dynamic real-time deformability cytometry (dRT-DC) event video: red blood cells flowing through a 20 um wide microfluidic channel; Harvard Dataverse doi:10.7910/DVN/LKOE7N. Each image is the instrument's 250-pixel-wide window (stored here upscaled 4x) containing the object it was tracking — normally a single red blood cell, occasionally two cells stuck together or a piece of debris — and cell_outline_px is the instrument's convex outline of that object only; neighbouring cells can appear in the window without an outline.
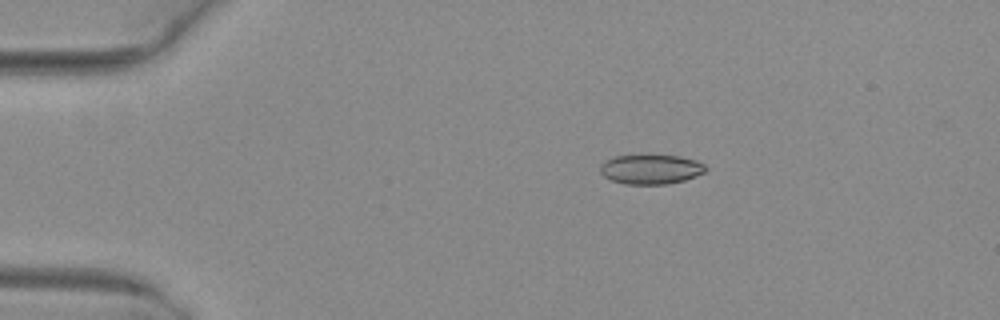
{"species": "common noctule bat (a hibernating species)", "species_latin": "Nyctalus noctula", "temperature_condition": "warm", "stored_images_in_passage": 4, "camera_frame_rate_fps": 3000, "um_per_image_px": 0.085, "animal": {"sex": "female", "body_mass_g": 29.2, "forearm_length_mm": 56.3}, "frame": {"image": 1, "passage_image": 1, "time_ms": 0.0, "image_size_px": [1000, 320], "cell_outline_px": [[708, 168], [704, 172], [696, 176], [684, 180], [668, 184], [624, 184], [612, 180], [604, 176], [600, 172], [600, 164], [604, 160], [616, 156], [640, 152], [648, 152], [680, 156], [696, 160], [704, 164]], "centroid_in_image_um": [55.3, 14.33], "position_along_channel_um": 29.7, "area_um2": 19.13}}
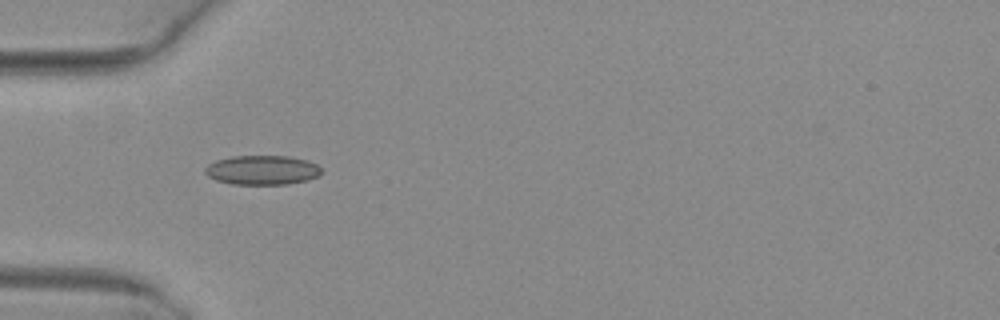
{"frame": {"image": 2, "passage_image": 3, "time_ms": 0.667, "image_size_px": [1000, 320], "cell_outline_px": [[324, 172], [320, 176], [308, 180], [288, 184], [232, 184], [216, 180], [208, 176], [204, 172], [204, 168], [208, 164], [216, 160], [232, 156], [288, 156], [308, 160], [316, 164]], "centroid_in_image_um": [22.31, 14.45], "position_along_channel_um": 62.7, "area_um2": 20.11}}
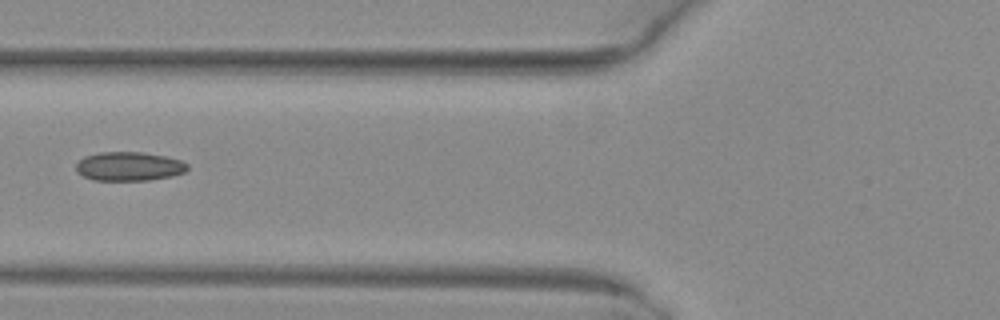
{"frame": {"image": 3, "passage_image": 4, "time_ms": 1.0, "image_size_px": [1000, 320], "cell_outline_px": [[188, 168], [184, 172], [172, 176], [148, 180], [92, 180], [76, 172], [76, 164], [84, 156], [100, 152], [144, 152], [164, 156], [180, 160], [188, 164]], "centroid_in_image_um": [10.95, 14.14], "position_along_channel_um": 114.8, "area_um2": 18.79}}